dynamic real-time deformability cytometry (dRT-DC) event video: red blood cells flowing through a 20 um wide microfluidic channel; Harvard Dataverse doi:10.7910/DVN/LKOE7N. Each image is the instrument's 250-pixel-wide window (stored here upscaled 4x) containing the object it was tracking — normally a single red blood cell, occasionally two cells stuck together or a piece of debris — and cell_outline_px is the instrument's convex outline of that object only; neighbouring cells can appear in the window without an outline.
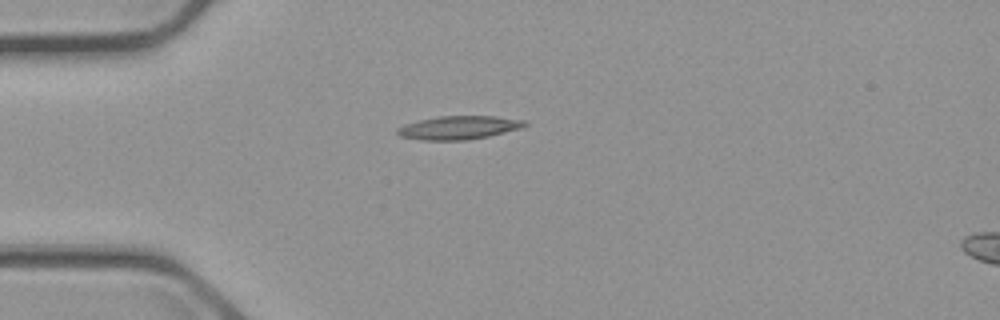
{"species": "common noctule bat (a hibernating species)", "species_latin": "Nyctalus noctula", "temperature_condition": "cold", "stored_images_in_passage": 42, "camera_frame_rate_fps": 3000, "um_per_image_px": 0.085, "animal": {"sex": "male", "body_mass_g": 23.1, "forearm_length_mm": 52.7}, "frame": {"image": 1, "passage_image": 1, "time_ms": 0.0, "image_size_px": [1000, 320], "cell_outline_px": [[528, 124], [524, 128], [488, 136], [468, 140], [420, 140], [400, 136], [396, 132], [396, 128], [404, 124], [436, 116], [496, 116], [524, 120]], "centroid_in_image_um": [39.0, 10.85], "position_along_channel_um": 46.0, "area_um2": 17.57}}
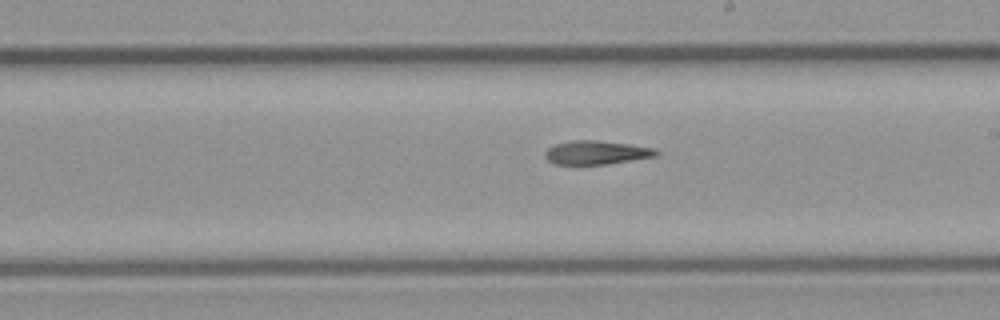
{"frame": {"image": 2, "passage_image": 18, "time_ms": 5.667, "image_size_px": [1000, 320], "cell_outline_px": [[660, 152], [656, 156], [604, 164], [552, 164], [544, 156], [544, 152], [548, 148], [556, 144], [572, 140], [596, 140], [628, 144], [656, 148]], "centroid_in_image_um": [50.67, 12.96], "position_along_channel_um": 238.3, "area_um2": 15.26}}
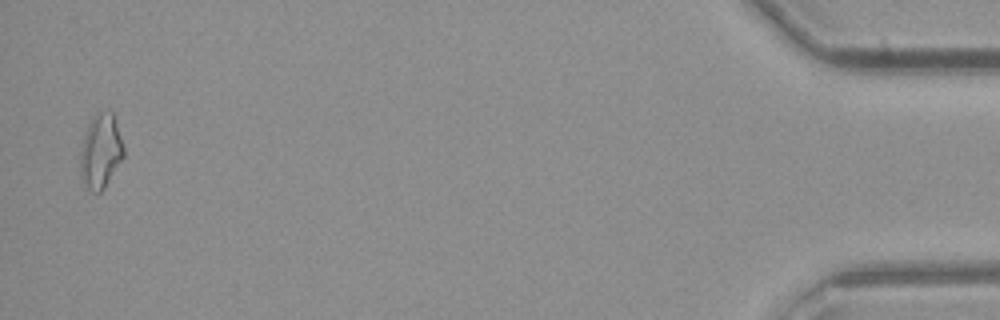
{"frame": {"image": 3, "passage_image": 41, "time_ms": 13.333, "image_size_px": [1000, 320], "cell_outline_px": [[124, 156], [104, 188], [100, 192], [92, 192], [88, 188], [80, 176], [80, 152], [84, 136], [88, 124], [92, 116], [96, 112], [112, 112], [124, 148]], "centroid_in_image_um": [8.54, 12.86], "position_along_channel_um": 426.7, "area_um2": 18.55}, "authors_computed_cell_mechanics": {"area_um2": 16.0684, "velocity_mm_per_s": 3.6851, "shape_relaxation_time_tau1_ms": null, "shape_relaxation_time_tau2_ms": 5.6491, "deformation_change_tau1": null, "deformation_change_tau2": 0.1779}}